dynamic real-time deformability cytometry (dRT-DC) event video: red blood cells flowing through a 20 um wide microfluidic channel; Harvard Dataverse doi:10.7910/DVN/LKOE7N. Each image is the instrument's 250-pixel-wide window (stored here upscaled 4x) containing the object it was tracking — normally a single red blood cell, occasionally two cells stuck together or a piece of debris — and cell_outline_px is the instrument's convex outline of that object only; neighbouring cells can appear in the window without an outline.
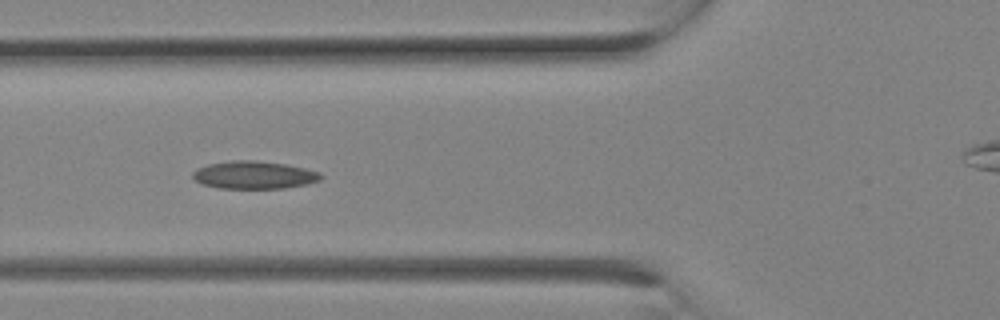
{"species": "Egyptian fruit bat (a non-hibernating species)", "species_latin": "Rousettus aegyptiacus", "temperature_condition": "room temperature", "stored_images_in_passage": 15, "camera_frame_rate_fps": 3000, "um_per_image_px": 0.085, "animal": {"sex": "female"}, "frame": {"image": 1, "passage_image": 9, "time_ms": 2.667, "image_size_px": [1000, 320], "cell_outline_px": [[324, 176], [320, 180], [308, 184], [284, 188], [220, 188], [200, 184], [192, 176], [192, 172], [196, 168], [208, 164], [232, 160], [256, 160], [288, 164], [320, 172]], "centroid_in_image_um": [21.6, 14.86], "position_along_channel_um": 104.2, "area_um2": 20.92}}
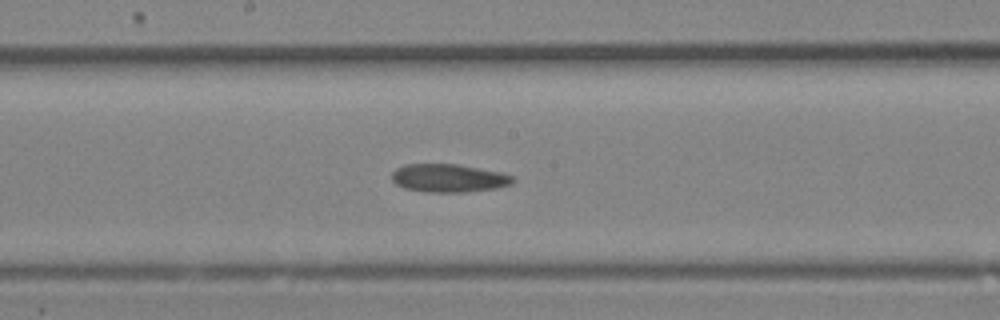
{"frame": {"image": 2, "passage_image": 13, "time_ms": 4.0, "image_size_px": [1000, 320], "cell_outline_px": [[516, 180], [512, 184], [496, 188], [464, 192], [428, 192], [404, 188], [396, 184], [392, 180], [392, 172], [396, 168], [404, 164], [456, 164], [480, 168], [500, 172], [512, 176]], "centroid_in_image_um": [38.13, 15.13], "position_along_channel_um": 210.1, "area_um2": 19.88}}
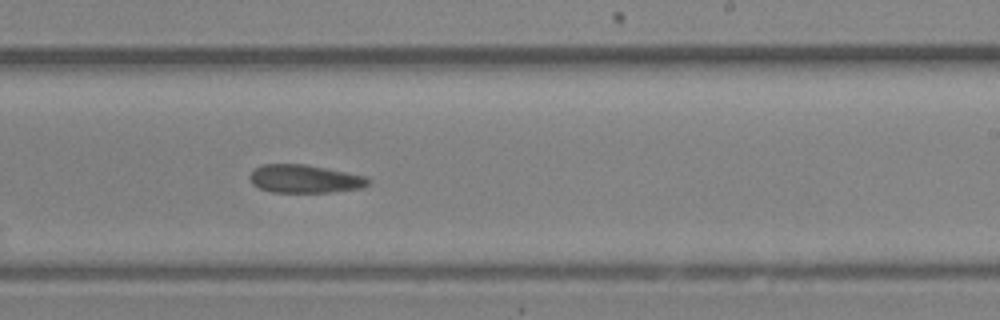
{"frame": {"image": 3, "passage_image": 15, "time_ms": 4.667, "image_size_px": [1000, 320], "cell_outline_px": [[372, 180], [364, 188], [332, 192], [272, 192], [260, 188], [252, 184], [248, 176], [260, 164], [304, 164], [348, 172], [368, 176]], "centroid_in_image_um": [25.95, 15.2], "position_along_channel_um": 263.1, "area_um2": 19.65}}